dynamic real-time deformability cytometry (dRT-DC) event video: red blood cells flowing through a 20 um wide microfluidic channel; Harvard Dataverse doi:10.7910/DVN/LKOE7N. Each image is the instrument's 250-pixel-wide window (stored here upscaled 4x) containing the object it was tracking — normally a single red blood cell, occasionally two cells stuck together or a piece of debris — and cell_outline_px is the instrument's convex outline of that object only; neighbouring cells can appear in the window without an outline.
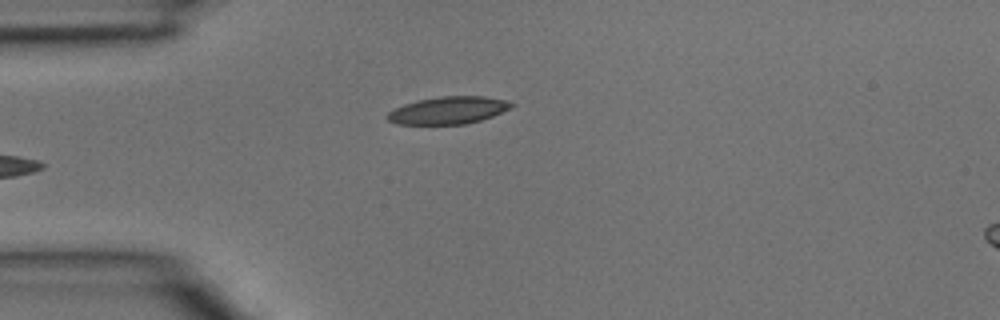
{"species": "common noctule bat (a hibernating species)", "species_latin": "Nyctalus noctula", "temperature_condition": "room temperature", "stored_images_in_passage": 4, "camera_frame_rate_fps": 3000, "um_per_image_px": 0.085, "animal": {"sex": "male", "body_mass_g": 15.6}, "frame": {"image": 1, "passage_image": 4, "time_ms": 1.0, "image_size_px": [1000, 320], "cell_outline_px": [[516, 104], [512, 108], [492, 116], [480, 120], [464, 124], [396, 124], [388, 120], [384, 116], [388, 112], [404, 104], [420, 100], [440, 96], [484, 96], [504, 100]], "centroid_in_image_um": [38.1, 9.38], "position_along_channel_um": 46.9, "area_um2": 19.71}}